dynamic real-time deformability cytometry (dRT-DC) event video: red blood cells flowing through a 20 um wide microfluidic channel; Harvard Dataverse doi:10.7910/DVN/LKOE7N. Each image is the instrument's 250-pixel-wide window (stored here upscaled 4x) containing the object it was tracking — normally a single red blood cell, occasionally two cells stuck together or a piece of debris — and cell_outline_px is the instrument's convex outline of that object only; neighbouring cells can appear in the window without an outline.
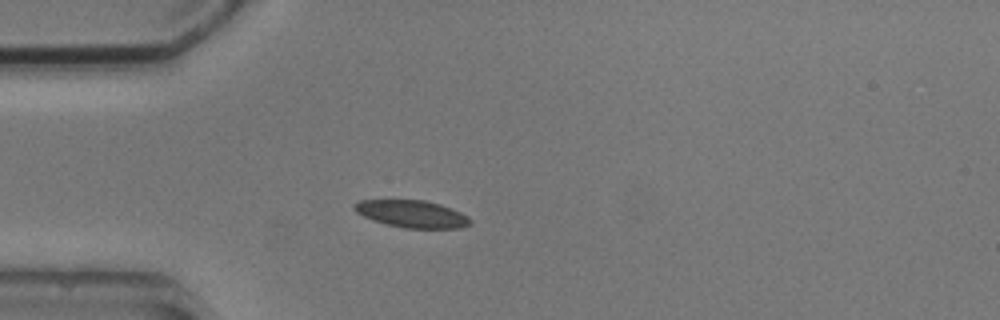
{"species": "common noctule bat (a hibernating species)", "species_latin": "Nyctalus noctula", "temperature_condition": "cold", "stored_images_in_passage": 5, "camera_frame_rate_fps": 3000, "um_per_image_px": 0.085, "animal": {"sex": "male", "body_mass_g": 20.5, "forearm_length_mm": 52.5}, "frame": {"image": 1, "passage_image": 3, "time_ms": 2.333, "image_size_px": [1000, 320], "cell_outline_px": [[472, 224], [460, 228], [404, 228], [384, 224], [372, 220], [356, 212], [352, 208], [352, 204], [360, 200], [424, 200], [440, 204], [460, 212], [468, 216], [472, 220]], "centroid_in_image_um": [35.0, 18.18], "position_along_channel_um": 50.0, "area_um2": 18.55}}